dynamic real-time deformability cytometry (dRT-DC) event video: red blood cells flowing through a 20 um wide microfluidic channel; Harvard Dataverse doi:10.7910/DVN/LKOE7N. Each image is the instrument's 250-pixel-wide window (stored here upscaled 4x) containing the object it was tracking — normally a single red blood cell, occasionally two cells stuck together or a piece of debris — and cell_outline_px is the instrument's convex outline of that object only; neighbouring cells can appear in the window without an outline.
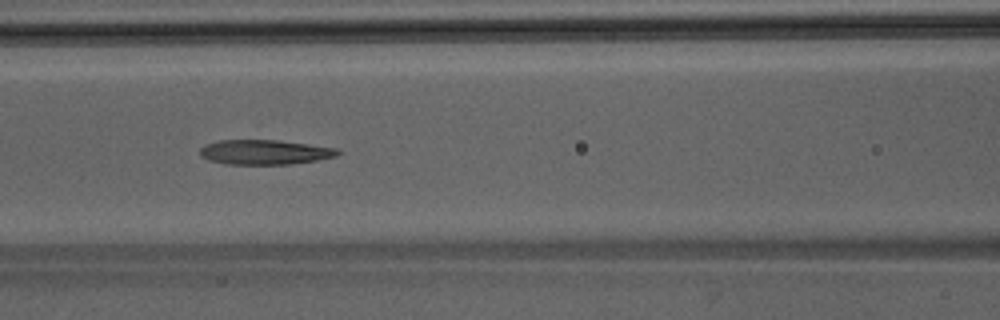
{"species": "Egyptian fruit bat (a non-hibernating species)", "species_latin": "Rousettus aegyptiacus", "temperature_condition": "room temperature", "stored_images_in_passage": 44, "camera_frame_rate_fps": 3000, "um_per_image_px": 0.085, "animal": {"sex": "male"}, "frame": {"image": 1, "passage_image": 16, "time_ms": 5.0, "image_size_px": [1000, 320], "cell_outline_px": [[340, 152], [336, 156], [316, 160], [292, 164], [224, 164], [208, 160], [200, 156], [200, 148], [204, 144], [220, 140], [276, 140], [308, 144], [336, 148]], "centroid_in_image_um": [22.45, 12.93], "position_along_channel_um": 144.2, "area_um2": 19.83}}
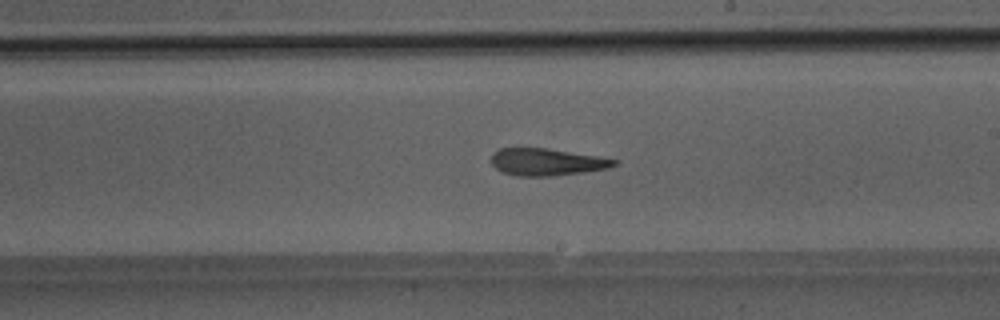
{"frame": {"image": 2, "passage_image": 23, "time_ms": 7.333, "image_size_px": [1000, 320], "cell_outline_px": [[620, 164], [608, 168], [584, 172], [552, 176], [516, 176], [500, 172], [492, 164], [492, 156], [500, 148], [544, 148], [596, 156], [620, 160]], "centroid_in_image_um": [46.5, 13.78], "position_along_channel_um": 242.5, "area_um2": 19.36}}
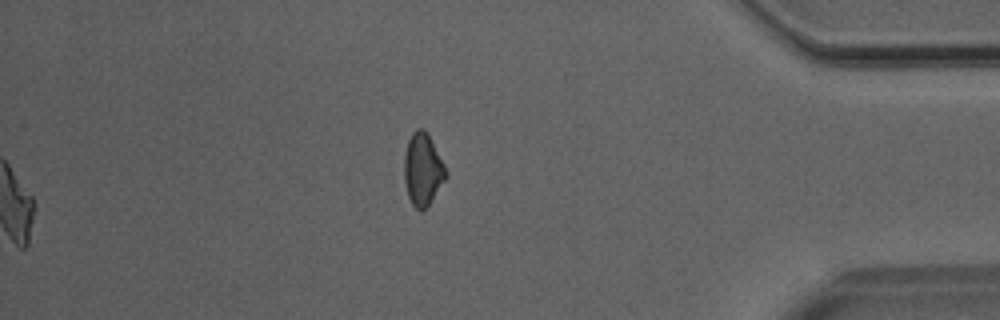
{"frame": {"image": 3, "passage_image": 44, "time_ms": 14.333, "image_size_px": [1000, 320], "cell_outline_px": [[448, 176], [428, 204], [420, 212], [412, 204], [408, 196], [404, 180], [404, 156], [408, 140], [412, 132], [416, 128], [424, 128], [428, 132], [448, 172]], "centroid_in_image_um": [35.93, 14.36], "position_along_channel_um": 399.3, "area_um2": 17.63}}